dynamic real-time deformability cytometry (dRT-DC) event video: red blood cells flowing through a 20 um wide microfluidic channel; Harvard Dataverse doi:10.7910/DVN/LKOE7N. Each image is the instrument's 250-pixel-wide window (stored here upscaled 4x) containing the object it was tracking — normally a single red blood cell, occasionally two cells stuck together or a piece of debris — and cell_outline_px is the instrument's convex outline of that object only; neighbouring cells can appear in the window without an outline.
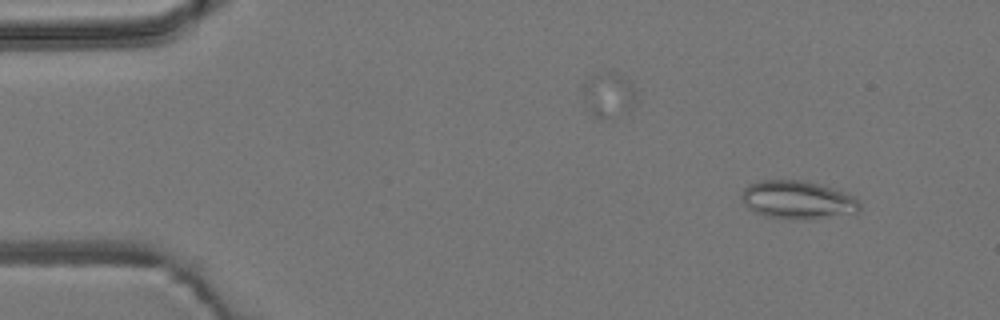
{"species": "common noctule bat (a hibernating species)", "species_latin": "Nyctalus noctula", "temperature_condition": "room temperature", "stored_images_in_passage": 52, "camera_frame_rate_fps": 3000, "um_per_image_px": 0.085, "animal": {"sex": "male", "body_mass_g": 19.2, "forearm_length_mm": 51.8}, "frame": {"image": 1, "passage_image": 4, "time_ms": 1.0, "image_size_px": [1000, 320], "cell_outline_px": [[860, 208], [856, 216], [796, 220], [764, 216], [748, 208], [744, 204], [740, 196], [744, 188], [748, 184], [760, 180], [800, 180], [816, 184], [856, 196], [860, 204]], "centroid_in_image_um": [67.84, 17.03], "position_along_channel_um": 17.2, "area_um2": 26.82}}
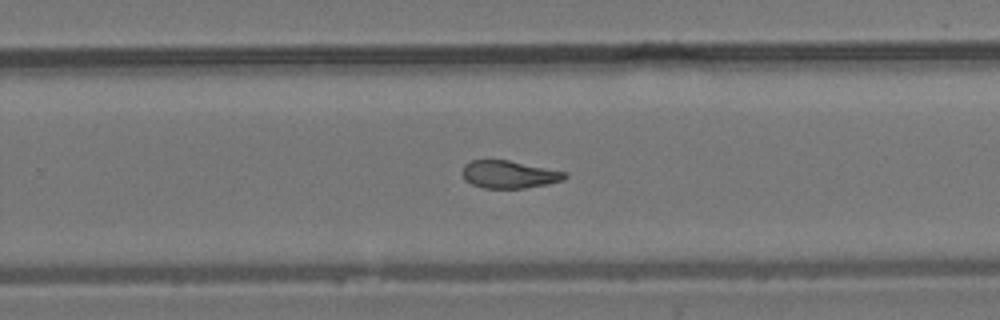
{"frame": {"image": 2, "passage_image": 33, "time_ms": 10.667, "image_size_px": [1000, 320], "cell_outline_px": [[568, 176], [564, 180], [548, 184], [524, 188], [484, 188], [472, 184], [464, 180], [460, 172], [464, 164], [472, 160], [508, 160], [568, 172]], "centroid_in_image_um": [43.26, 14.82], "position_along_channel_um": 286.5, "area_um2": 16.7}}
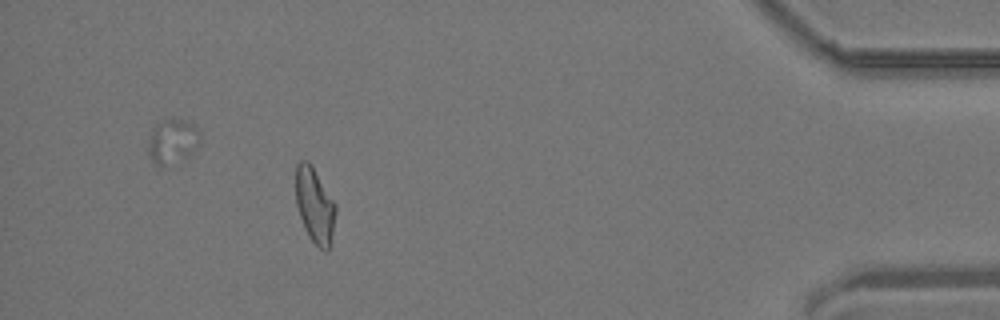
{"frame": {"image": 3, "passage_image": 47, "time_ms": 15.333, "image_size_px": [1000, 320], "cell_outline_px": [[336, 212], [332, 244], [328, 252], [320, 248], [308, 236], [304, 228], [296, 204], [296, 164], [300, 160], [308, 160], [312, 164], [336, 204]], "centroid_in_image_um": [26.77, 17.46], "position_along_channel_um": 408.4, "area_um2": 17.86}, "authors_computed_cell_mechanics": {"area_um2": 17.8313, "velocity_mm_per_s": 3.8355, "shape_relaxation_time_tau1_ms": null, "shape_relaxation_time_tau2_ms": 2.4999, "deformation_change_tau1": null, "deformation_change_tau2": 0.0862}}